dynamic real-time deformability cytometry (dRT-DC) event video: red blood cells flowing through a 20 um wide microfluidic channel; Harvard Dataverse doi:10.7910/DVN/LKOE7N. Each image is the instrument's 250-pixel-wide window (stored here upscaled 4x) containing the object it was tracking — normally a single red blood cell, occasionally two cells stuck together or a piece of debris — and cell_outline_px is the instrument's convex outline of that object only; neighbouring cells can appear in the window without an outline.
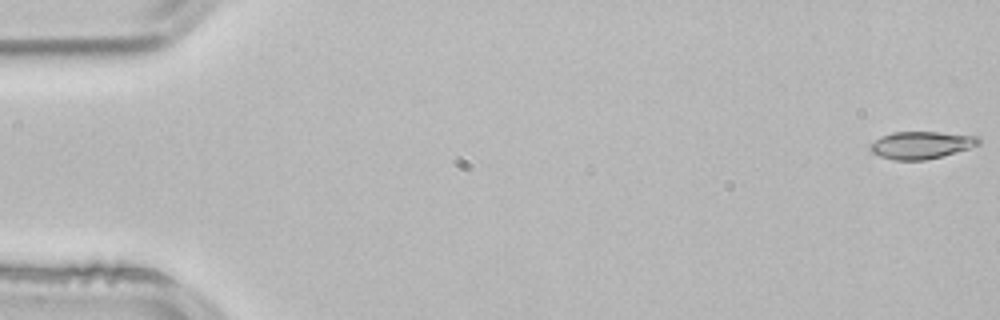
{"species": "common noctule bat (a hibernating species)", "species_latin": "Nyctalus noctula", "temperature_condition": "room temperature", "stored_images_in_passage": 4, "camera_frame_rate_fps": 3000, "um_per_image_px": 0.085, "animal": {"sex": "male", "body_mass_g": 21.5, "forearm_length_mm": 52.0}, "frame": {"image": 1, "passage_image": 1, "time_ms": 0.0, "image_size_px": [1000, 320], "cell_outline_px": [[980, 144], [968, 148], [940, 156], [924, 160], [892, 160], [880, 156], [872, 152], [868, 148], [868, 144], [880, 136], [892, 132], [936, 132], [980, 136]], "centroid_in_image_um": [78.24, 12.32], "position_along_channel_um": 6.8, "area_um2": 17.28}}
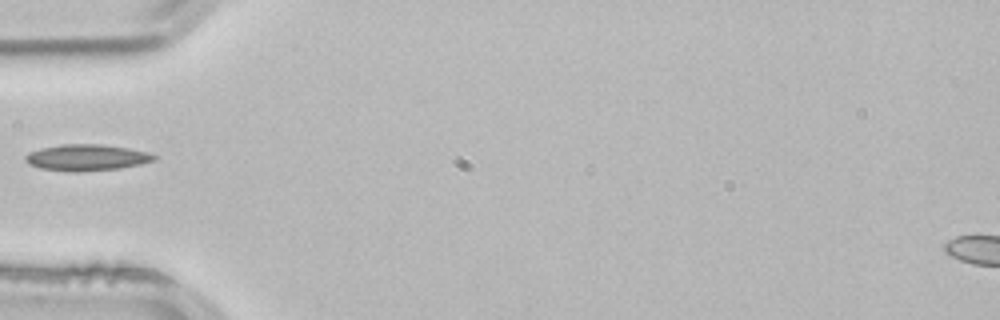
{"frame": {"image": 2, "passage_image": 4, "time_ms": 1.0, "image_size_px": [1000, 320], "cell_outline_px": [[160, 156], [156, 160], [140, 164], [120, 168], [76, 172], [40, 168], [28, 164], [24, 160], [24, 156], [28, 152], [40, 148], [64, 144], [100, 144], [128, 148], [152, 152]], "centroid_in_image_um": [7.4, 13.38], "position_along_channel_um": 77.6, "area_um2": 19.94}}